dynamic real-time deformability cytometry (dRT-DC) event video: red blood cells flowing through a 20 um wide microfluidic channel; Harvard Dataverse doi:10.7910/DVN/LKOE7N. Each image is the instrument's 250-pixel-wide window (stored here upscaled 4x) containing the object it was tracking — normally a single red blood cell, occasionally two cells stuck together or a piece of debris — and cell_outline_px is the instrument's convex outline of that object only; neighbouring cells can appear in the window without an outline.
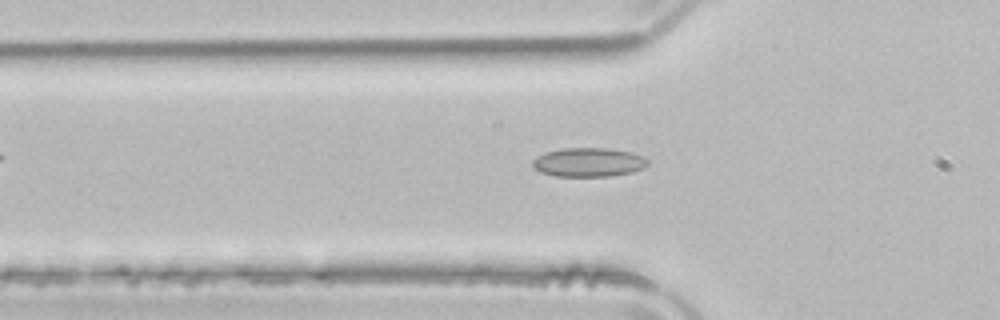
{"species": "common noctule bat (a hibernating species)", "species_latin": "Nyctalus noctula", "temperature_condition": "room temperature", "stored_images_in_passage": 48, "camera_frame_rate_fps": 3000, "um_per_image_px": 0.085, "animal": {"sex": "male", "body_mass_g": 21.5, "forearm_length_mm": 52.0}, "frame": {"image": 1, "passage_image": 16, "time_ms": 5.0, "image_size_px": [1000, 320], "cell_outline_px": [[648, 164], [644, 168], [632, 172], [612, 176], [556, 176], [540, 172], [532, 164], [532, 160], [536, 156], [544, 152], [564, 148], [608, 148], [632, 152], [644, 156], [648, 160]], "centroid_in_image_um": [50.04, 13.78], "position_along_channel_um": 75.8, "area_um2": 19.59}}
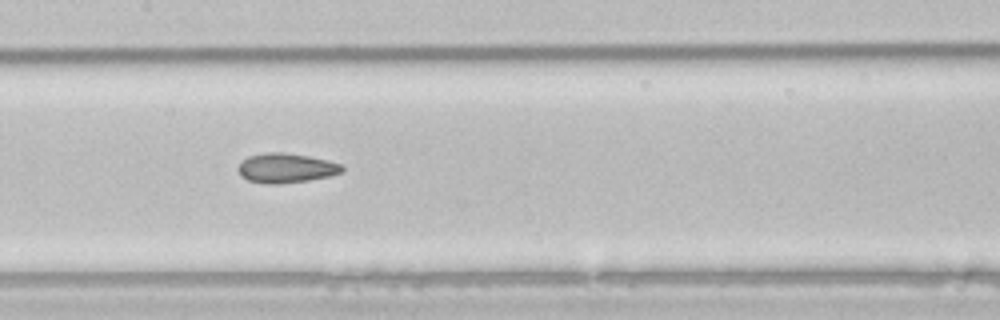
{"frame": {"image": 2, "passage_image": 24, "time_ms": 7.667, "image_size_px": [1000, 320], "cell_outline_px": [[344, 172], [328, 176], [308, 180], [276, 184], [268, 184], [248, 180], [240, 176], [240, 164], [248, 156], [268, 152], [284, 152], [308, 156], [328, 160], [340, 164], [344, 168]], "centroid_in_image_um": [24.34, 14.28], "position_along_channel_um": 183.1, "area_um2": 17.69}}
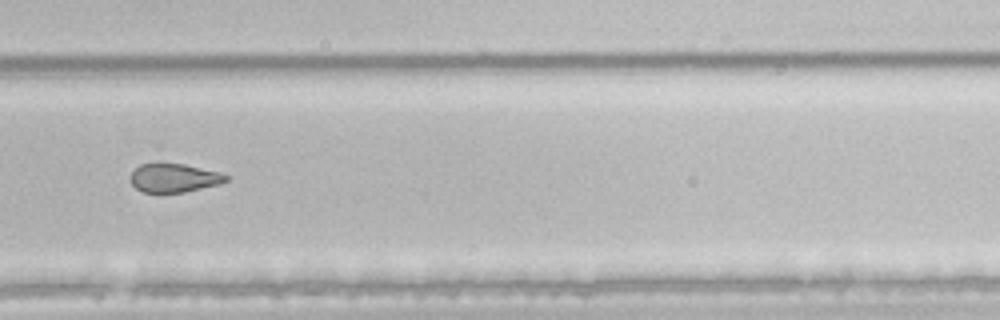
{"frame": {"image": 3, "passage_image": 34, "time_ms": 11.0, "image_size_px": [1000, 320], "cell_outline_px": [[228, 180], [220, 184], [184, 192], [144, 192], [136, 188], [132, 184], [132, 172], [140, 164], [184, 164], [216, 172], [228, 176]], "centroid_in_image_um": [14.8, 15.13], "position_along_channel_um": 315.0, "area_um2": 15.49}, "authors_computed_cell_mechanics": {"area_um2": 18.8717, "velocity_mm_per_s": 3.9799, "shape_relaxation_time_tau1_ms": null, "shape_relaxation_time_tau2_ms": 2.612, "deformation_change_tau1": null, "deformation_change_tau2": 0.1029}}